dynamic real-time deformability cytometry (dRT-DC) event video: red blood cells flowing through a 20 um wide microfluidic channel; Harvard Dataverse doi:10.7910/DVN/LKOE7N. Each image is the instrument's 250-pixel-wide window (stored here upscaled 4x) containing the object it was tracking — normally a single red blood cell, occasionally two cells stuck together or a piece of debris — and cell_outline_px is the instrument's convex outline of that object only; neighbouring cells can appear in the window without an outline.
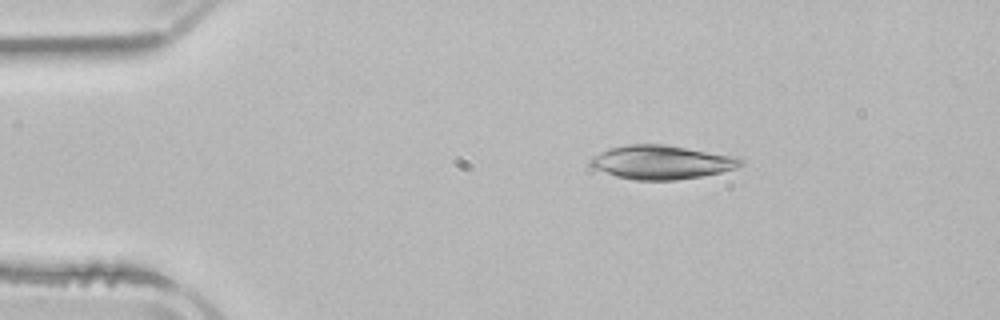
{"species": "common noctule bat (a hibernating species)", "species_latin": "Nyctalus noctula", "temperature_condition": "room temperature", "stored_images_in_passage": 3, "camera_frame_rate_fps": 3000, "um_per_image_px": 0.085, "animal": {"sex": "male", "body_mass_g": 21.5, "forearm_length_mm": 52.0}, "frame": {"image": 1, "passage_image": 1, "time_ms": 0.0, "image_size_px": [1000, 320], "cell_outline_px": [[744, 164], [736, 168], [704, 176], [676, 180], [636, 180], [616, 176], [592, 168], [588, 164], [588, 160], [592, 156], [600, 152], [612, 148], [628, 144], [664, 144], [736, 156], [744, 160]], "centroid_in_image_um": [56.23, 13.79], "position_along_channel_um": 28.8, "area_um2": 29.77}}